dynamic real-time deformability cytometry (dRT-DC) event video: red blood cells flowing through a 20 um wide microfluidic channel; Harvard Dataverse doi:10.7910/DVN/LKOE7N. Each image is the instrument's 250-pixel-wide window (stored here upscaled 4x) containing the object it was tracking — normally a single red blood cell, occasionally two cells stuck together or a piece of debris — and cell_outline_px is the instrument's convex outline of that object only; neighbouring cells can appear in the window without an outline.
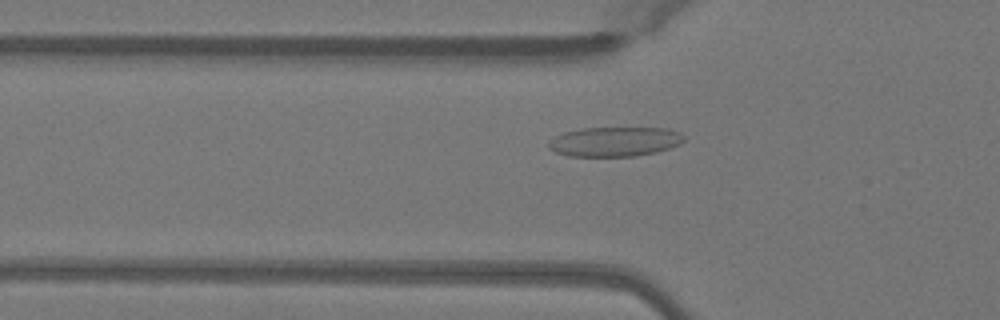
{"species": "Egyptian fruit bat (a non-hibernating species)", "species_latin": "Rousettus aegyptiacus", "temperature_condition": "warm", "stored_images_in_passage": 42, "camera_frame_rate_fps": 3000, "um_per_image_px": 0.085, "animal": {"sex": "female"}, "frame": {"image": 1, "passage_image": 9, "time_ms": 2.667, "image_size_px": [1000, 320], "cell_outline_px": [[684, 140], [680, 144], [656, 152], [636, 156], [568, 156], [556, 152], [548, 148], [548, 140], [564, 132], [580, 128], [668, 128], [680, 132], [684, 136]], "centroid_in_image_um": [52.24, 12.03], "position_along_channel_um": 73.6, "area_um2": 23.41}}
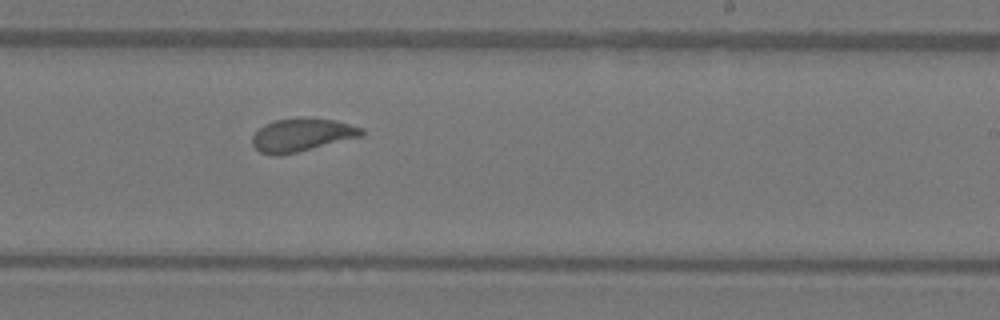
{"frame": {"image": 2, "passage_image": 23, "time_ms": 7.333, "image_size_px": [1000, 320], "cell_outline_px": [[364, 136], [280, 156], [272, 156], [260, 152], [252, 144], [252, 136], [264, 124], [276, 120], [304, 116], [336, 120], [364, 128]], "centroid_in_image_um": [25.68, 11.46], "position_along_channel_um": 263.3, "area_um2": 21.44}}
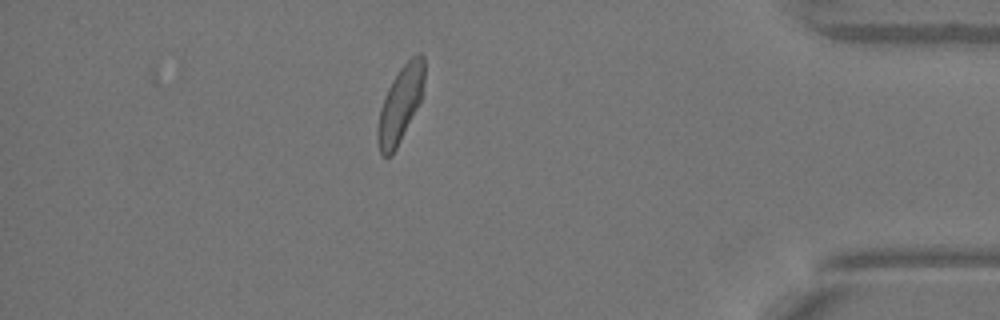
{"frame": {"image": 3, "passage_image": 36, "time_ms": 11.667, "image_size_px": [1000, 320], "cell_outline_px": [[424, 80], [420, 100], [392, 156], [384, 156], [380, 152], [376, 136], [376, 128], [380, 108], [384, 96], [392, 80], [400, 68], [412, 56], [420, 52], [424, 56]], "centroid_in_image_um": [33.99, 8.85], "position_along_channel_um": 401.2, "area_um2": 20.35}, "authors_computed_cell_mechanics": {"area_um2": 21.2993, "velocity_mm_per_s": 4.0557, "shape_relaxation_time_tau1_ms": 3.6625, "shape_relaxation_time_tau2_ms": 0.9032, "deformation_change_tau1": 0.1247, "deformation_change_tau2": 0.0691}}